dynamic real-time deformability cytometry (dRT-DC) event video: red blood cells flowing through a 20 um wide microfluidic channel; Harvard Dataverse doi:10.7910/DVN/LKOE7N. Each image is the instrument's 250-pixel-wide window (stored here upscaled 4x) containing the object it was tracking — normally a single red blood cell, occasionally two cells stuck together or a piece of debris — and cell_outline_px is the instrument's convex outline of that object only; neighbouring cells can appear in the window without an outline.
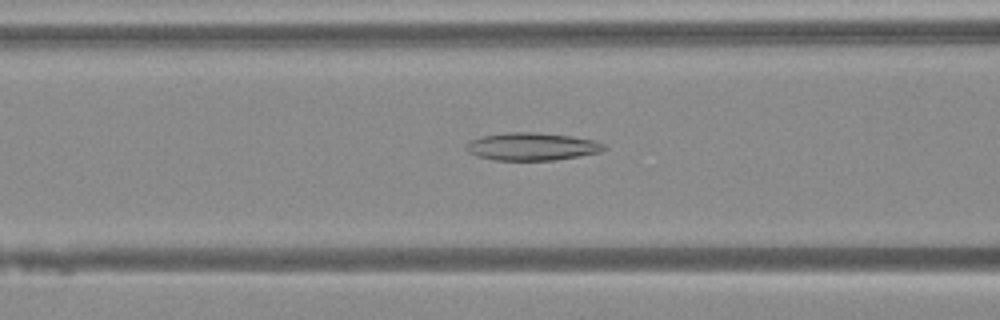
{"species": "Egyptian fruit bat (a non-hibernating species)", "species_latin": "Rousettus aegyptiacus", "temperature_condition": "warm", "stored_images_in_passage": 48, "camera_frame_rate_fps": 3000, "um_per_image_px": 0.085, "animal": {"sex": "female"}, "frame": {"image": 1, "passage_image": 19, "time_ms": 6.0, "image_size_px": [1000, 320], "cell_outline_px": [[608, 148], [600, 152], [556, 160], [496, 160], [476, 156], [468, 152], [468, 144], [472, 140], [484, 136], [508, 132], [536, 132], [572, 136], [592, 140], [604, 144]], "centroid_in_image_um": [45.26, 12.46], "position_along_channel_um": 121.3, "area_um2": 22.02}}
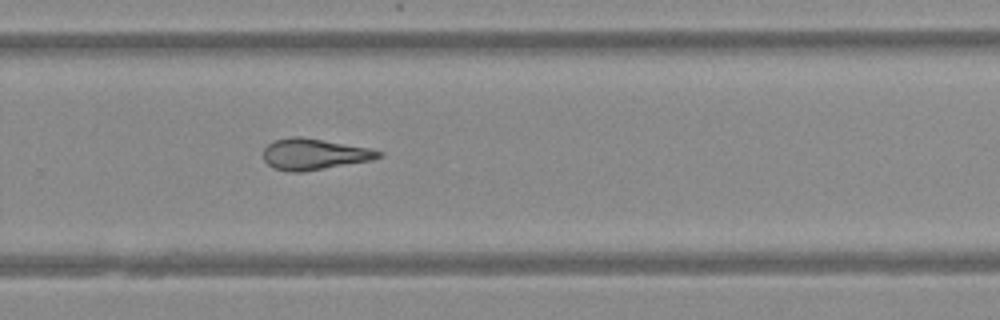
{"frame": {"image": 2, "passage_image": 32, "time_ms": 10.333, "image_size_px": [1000, 320], "cell_outline_px": [[384, 152], [380, 156], [372, 160], [304, 172], [288, 172], [272, 168], [264, 160], [264, 148], [272, 140], [292, 136], [300, 136], [368, 148]], "centroid_in_image_um": [26.65, 13.11], "position_along_channel_um": 303.1, "area_um2": 20.92}}
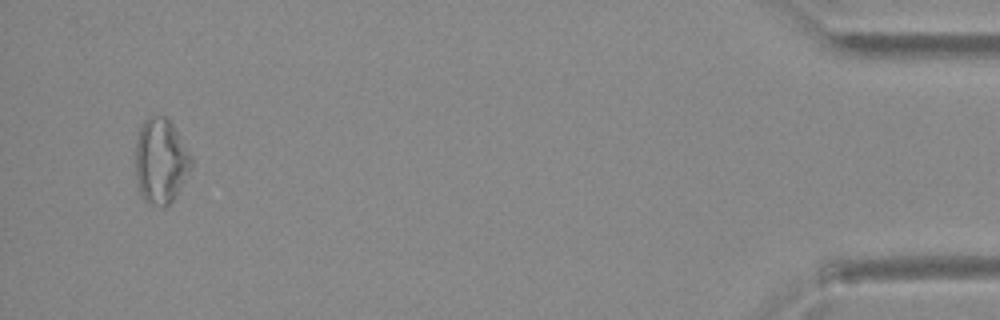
{"frame": {"image": 3, "passage_image": 46, "time_ms": 15.0, "image_size_px": [1000, 320], "cell_outline_px": [[192, 164], [180, 188], [172, 200], [164, 208], [152, 204], [140, 192], [136, 176], [136, 140], [140, 128], [144, 120], [148, 116], [164, 116], [172, 124], [192, 156]], "centroid_in_image_um": [13.66, 13.66], "position_along_channel_um": 421.5, "area_um2": 27.17}}